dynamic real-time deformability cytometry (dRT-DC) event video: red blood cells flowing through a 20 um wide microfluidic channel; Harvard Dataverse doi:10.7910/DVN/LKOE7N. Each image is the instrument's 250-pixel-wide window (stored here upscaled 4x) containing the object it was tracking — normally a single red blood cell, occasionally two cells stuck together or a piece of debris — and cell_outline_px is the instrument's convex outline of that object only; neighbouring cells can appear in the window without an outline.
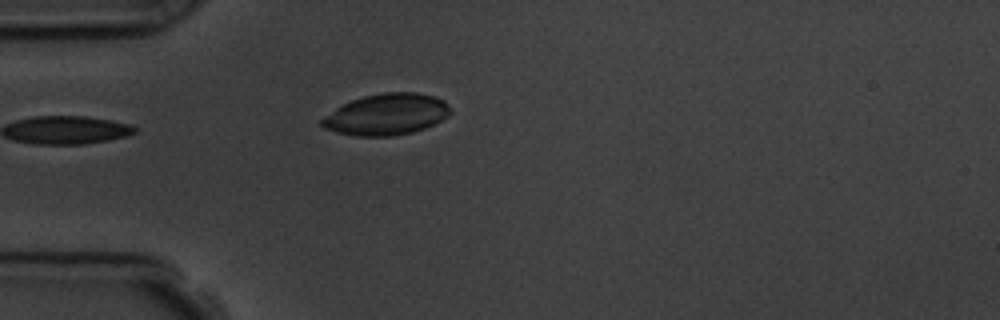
{"species": "common noctule bat (a hibernating species)", "species_latin": "Nyctalus noctula", "temperature_condition": "room temperature", "stored_images_in_passage": 1, "camera_frame_rate_fps": 3000, "um_per_image_px": 0.085, "animal": {"sex": "male", "body_mass_g": 19.5, "forearm_length_mm": 54.6}, "frame": {"image": 1, "passage_image": 1, "time_ms": 0.0, "image_size_px": [1000, 320], "cell_outline_px": [[452, 112], [448, 116], [424, 128], [412, 132], [392, 136], [356, 136], [336, 132], [324, 128], [320, 124], [320, 120], [336, 108], [352, 100], [364, 96], [384, 92], [416, 92], [436, 96], [444, 100]], "centroid_in_image_um": [32.86, 9.72], "position_along_channel_um": 52.1, "area_um2": 30.81}}